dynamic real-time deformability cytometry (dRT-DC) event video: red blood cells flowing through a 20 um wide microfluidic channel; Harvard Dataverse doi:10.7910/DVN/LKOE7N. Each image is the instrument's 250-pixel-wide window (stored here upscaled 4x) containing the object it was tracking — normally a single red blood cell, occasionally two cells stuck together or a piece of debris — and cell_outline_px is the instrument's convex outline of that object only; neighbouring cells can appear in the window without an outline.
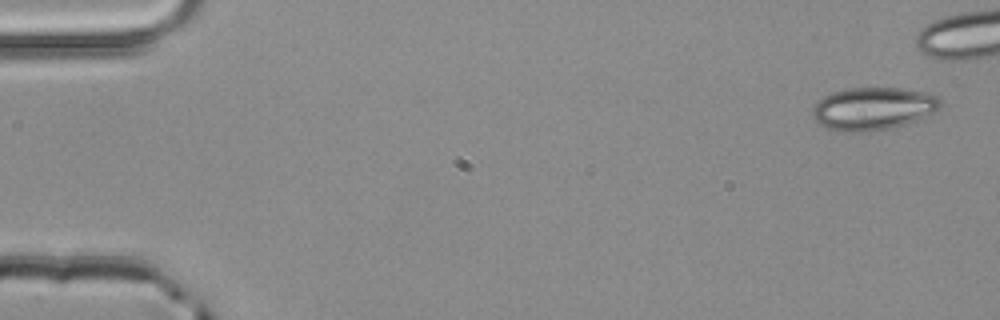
{"species": "common noctule bat (a hibernating species)", "species_latin": "Nyctalus noctula", "temperature_condition": "room temperature", "stored_images_in_passage": 6, "camera_frame_rate_fps": 3000, "um_per_image_px": 0.085, "animal": {"sex": "male", "body_mass_g": 20.4}, "frame": {"image": 1, "passage_image": 1, "time_ms": 0.0, "image_size_px": [1000, 320], "cell_outline_px": [[940, 108], [916, 120], [904, 124], [888, 128], [864, 132], [844, 132], [828, 128], [820, 124], [812, 116], [812, 108], [824, 96], [832, 92], [848, 88], [900, 88], [924, 92], [940, 96]], "centroid_in_image_um": [74.2, 9.22], "position_along_channel_um": 10.8, "area_um2": 31.56}}